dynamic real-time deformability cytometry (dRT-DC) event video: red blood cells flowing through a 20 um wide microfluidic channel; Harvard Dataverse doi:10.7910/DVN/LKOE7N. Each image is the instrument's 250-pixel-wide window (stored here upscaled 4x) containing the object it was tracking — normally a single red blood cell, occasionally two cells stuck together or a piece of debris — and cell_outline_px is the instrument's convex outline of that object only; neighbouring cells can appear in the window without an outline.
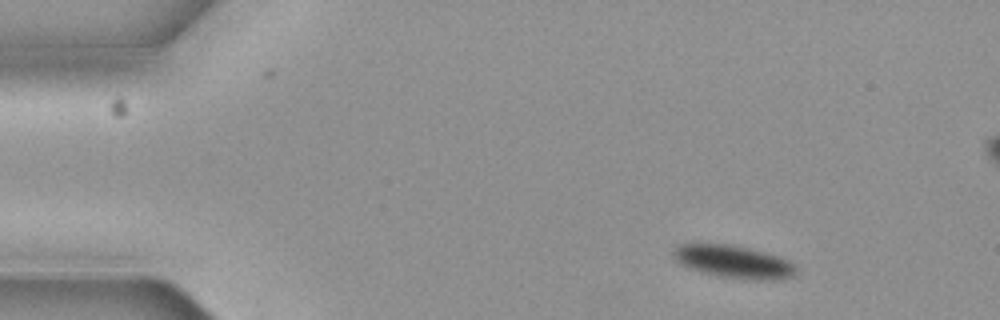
{"species": "common noctule bat (a hibernating species)", "species_latin": "Nyctalus noctula", "temperature_condition": "cold", "stored_images_in_passage": 5, "camera_frame_rate_fps": 3000, "um_per_image_px": 0.085, "animal": {"sex": "female", "body_mass_g": 19.3, "forearm_length_mm": 54.1}, "frame": {"image": 1, "passage_image": 1, "time_ms": 0.0, "image_size_px": [1000, 320], "cell_outline_px": [[800, 268], [796, 276], [784, 280], [752, 280], [720, 276], [688, 268], [680, 264], [676, 260], [672, 252], [680, 244], [732, 244], [780, 256], [796, 264]], "centroid_in_image_um": [62.48, 22.27], "position_along_channel_um": 22.5, "area_um2": 23.76}}
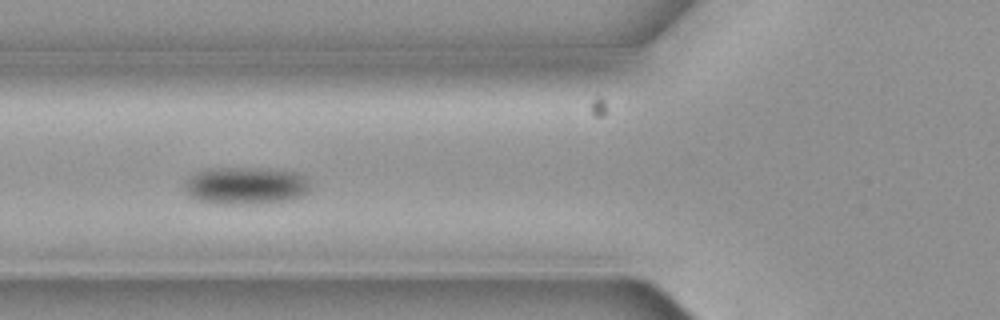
{"frame": {"image": 2, "passage_image": 5, "time_ms": 1.333, "image_size_px": [1000, 320], "cell_outline_px": [[308, 192], [304, 196], [292, 200], [256, 204], [224, 204], [200, 200], [192, 196], [184, 188], [184, 180], [188, 176], [196, 172], [208, 168], [256, 168], [296, 172], [304, 176], [308, 184]], "centroid_in_image_um": [20.89, 15.78], "position_along_channel_um": 104.9, "area_um2": 27.46}}